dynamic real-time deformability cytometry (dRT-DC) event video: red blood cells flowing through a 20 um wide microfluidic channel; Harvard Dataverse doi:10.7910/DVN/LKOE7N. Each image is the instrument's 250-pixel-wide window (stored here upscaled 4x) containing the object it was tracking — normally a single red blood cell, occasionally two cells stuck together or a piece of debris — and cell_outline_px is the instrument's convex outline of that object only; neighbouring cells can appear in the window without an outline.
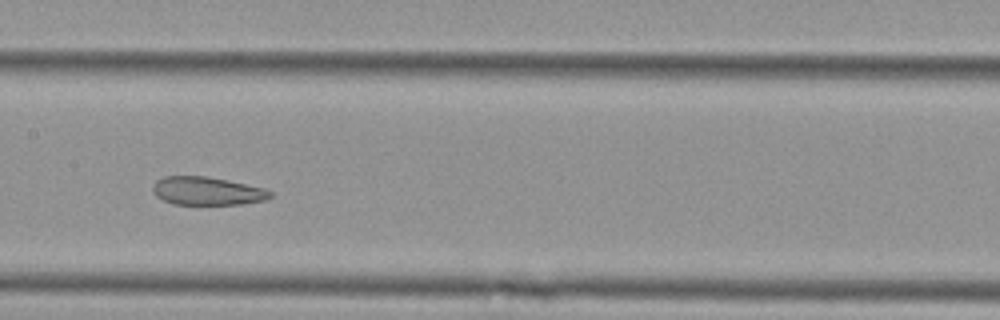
{"species": "Egyptian fruit bat (a non-hibernating species)", "species_latin": "Rousettus aegyptiacus", "temperature_condition": "cold", "stored_images_in_passage": 13, "camera_frame_rate_fps": 3000, "um_per_image_px": 0.085, "animal": {"sex": "female"}, "frame": {"image": 1, "passage_image": 6, "time_ms": 1.667, "image_size_px": [1000, 320], "cell_outline_px": [[272, 196], [264, 200], [244, 204], [172, 204], [156, 196], [152, 192], [152, 184], [156, 180], [164, 176], [204, 176], [228, 180], [264, 188], [272, 192]], "centroid_in_image_um": [17.57, 16.23], "position_along_channel_um": 189.8, "area_um2": 19.36}}
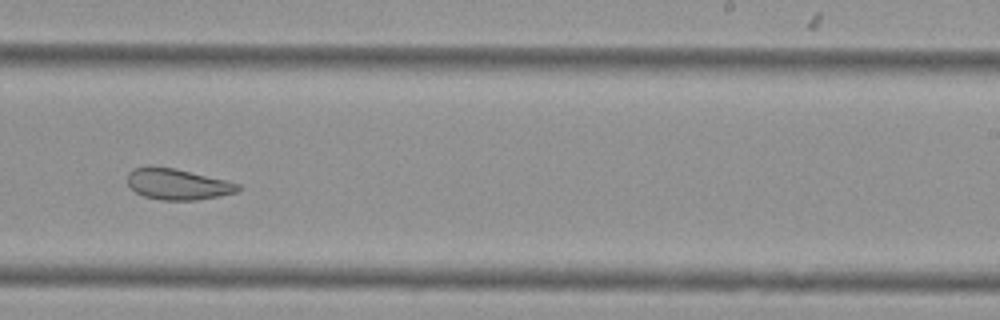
{"frame": {"image": 2, "passage_image": 8, "time_ms": 2.333, "image_size_px": [1000, 320], "cell_outline_px": [[240, 188], [236, 192], [196, 200], [160, 200], [144, 196], [136, 192], [128, 184], [128, 172], [132, 168], [148, 164], [172, 168], [224, 180], [240, 184]], "centroid_in_image_um": [15.01, 15.64], "position_along_channel_um": 274.0, "area_um2": 19.83}}
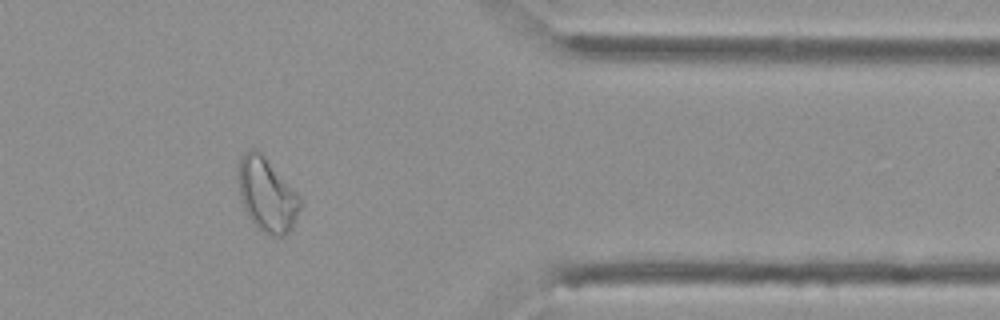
{"frame": {"image": 3, "passage_image": 11, "time_ms": 3.333, "image_size_px": [1000, 320], "cell_outline_px": [[300, 208], [292, 228], [284, 236], [272, 236], [264, 232], [248, 216], [240, 200], [240, 160], [244, 152], [252, 148], [256, 148], [264, 156], [300, 196]], "centroid_in_image_um": [22.7, 16.57], "position_along_channel_um": 388.7, "area_um2": 25.89}}